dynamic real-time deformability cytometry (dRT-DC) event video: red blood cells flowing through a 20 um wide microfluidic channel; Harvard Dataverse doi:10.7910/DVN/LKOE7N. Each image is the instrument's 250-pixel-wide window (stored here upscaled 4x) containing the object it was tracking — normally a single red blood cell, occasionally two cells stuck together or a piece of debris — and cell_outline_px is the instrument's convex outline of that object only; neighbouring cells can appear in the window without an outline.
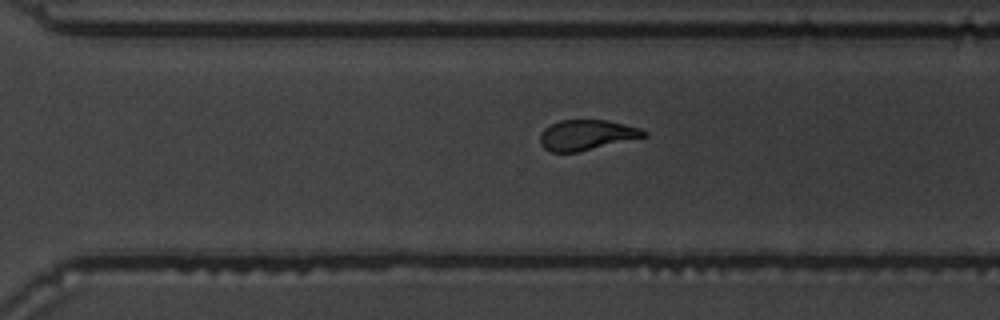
{"species": "common noctule bat (a hibernating species)", "species_latin": "Nyctalus noctula", "temperature_condition": "warm", "stored_images_in_passage": 38, "camera_frame_rate_fps": 3000, "um_per_image_px": 0.085, "animal": {"sex": "male", "body_mass_g": 19.5, "forearm_length_mm": 54.6}, "frame": {"image": 1, "passage_image": 33, "time_ms": 10.667, "image_size_px": [1000, 320], "cell_outline_px": [[648, 136], [576, 152], [552, 152], [544, 148], [540, 144], [540, 132], [544, 128], [560, 120], [608, 120], [640, 128], [648, 132]], "centroid_in_image_um": [49.86, 11.47], "position_along_channel_um": 320.7, "area_um2": 18.26}}